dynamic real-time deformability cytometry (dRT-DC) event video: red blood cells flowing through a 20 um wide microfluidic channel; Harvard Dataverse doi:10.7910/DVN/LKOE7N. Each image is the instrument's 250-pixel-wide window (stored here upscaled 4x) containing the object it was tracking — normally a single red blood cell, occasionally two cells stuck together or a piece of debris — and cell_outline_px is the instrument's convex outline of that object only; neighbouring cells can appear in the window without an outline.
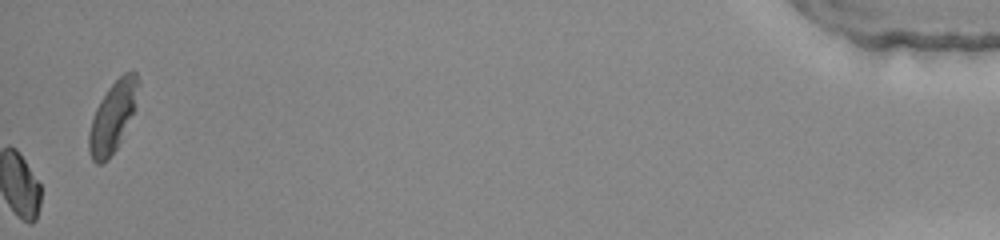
{"species": "common noctule bat (a hibernating species)", "species_latin": "Nyctalus noctula", "temperature_condition": "warm", "stored_images_in_passage": 47, "camera_frame_rate_fps": 3000, "um_per_image_px": 0.085, "animal": {"sex": "female", "body_mass_g": 22.0, "forearm_length_mm": 56.7}, "frame": {"image": 1, "passage_image": 47, "time_ms": 15.333, "image_size_px": [1000, 240], "cell_outline_px": [[140, 84], [136, 108], [116, 148], [108, 160], [100, 164], [96, 164], [92, 160], [88, 152], [88, 132], [96, 108], [100, 100], [108, 88], [124, 72], [136, 72], [140, 80]], "centroid_in_image_um": [9.59, 9.92], "position_along_channel_um": 425.6, "area_um2": 20.4}, "authors_computed_cell_mechanics": {"area_um2": 17.8024, "velocity_mm_per_s": 4.243, "shape_relaxation_time_tau1_ms": 5.2856, "shape_relaxation_time_tau2_ms": 1.0441, "deformation_change_tau1": 0.1253, "deformation_change_tau2": 0.0543}}